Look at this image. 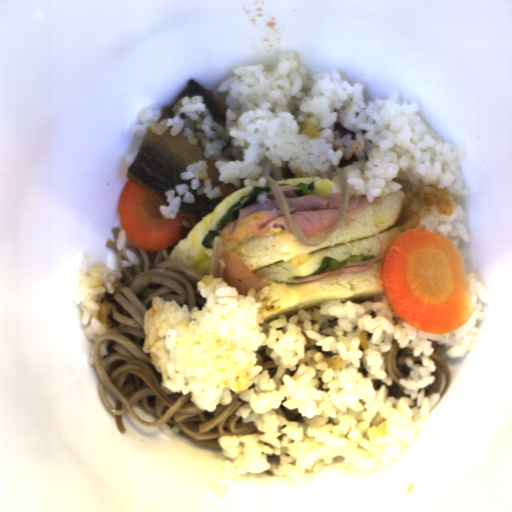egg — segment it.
Wrapping results in <instances>:
<instances>
[{"label": "egg", "mask_w": 512, "mask_h": 512, "mask_svg": "<svg viewBox=\"0 0 512 512\" xmlns=\"http://www.w3.org/2000/svg\"><path fill=\"white\" fill-rule=\"evenodd\" d=\"M313 182L314 188L312 193L323 199L329 198L333 193H341V184L334 180L320 178L316 176H293L277 179V186L288 187L296 186L300 183L310 184Z\"/></svg>", "instance_id": "obj_1"}]
</instances>
